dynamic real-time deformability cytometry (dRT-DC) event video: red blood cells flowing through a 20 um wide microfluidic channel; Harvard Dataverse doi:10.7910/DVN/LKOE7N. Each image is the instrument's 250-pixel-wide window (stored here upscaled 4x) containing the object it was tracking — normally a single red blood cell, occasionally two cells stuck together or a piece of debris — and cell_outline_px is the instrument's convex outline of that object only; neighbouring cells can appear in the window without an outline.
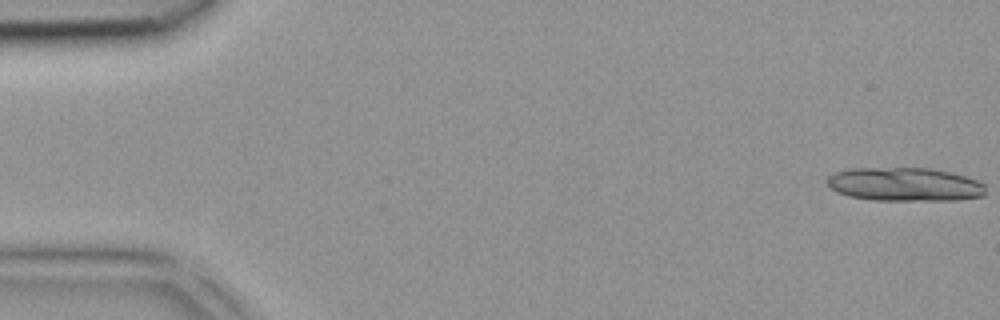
{"species": "common noctule bat (a hibernating species)", "species_latin": "Nyctalus noctula", "temperature_condition": "room temperature", "stored_images_in_passage": 20, "camera_frame_rate_fps": 3000, "um_per_image_px": 0.085, "animal": {"sex": "female", "body_mass_g": 18.4}, "frame": {"image": 1, "passage_image": 1, "time_ms": 0.0, "image_size_px": [1000, 320], "cell_outline_px": [[984, 196], [960, 200], [872, 200], [848, 196], [836, 192], [828, 184], [828, 176], [836, 172], [852, 168], [932, 168], [952, 172], [976, 180], [984, 184]], "centroid_in_image_um": [76.91, 15.67], "position_along_channel_um": 8.1, "area_um2": 31.1}}
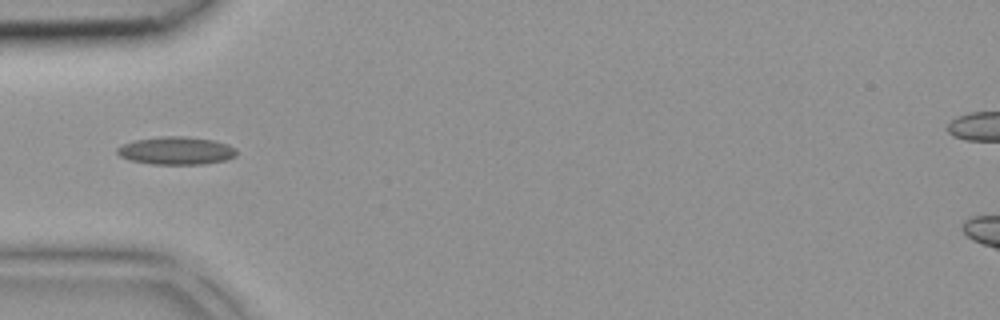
{"frame": {"image": 2, "passage_image": 14, "time_ms": 4.333, "image_size_px": [1000, 320], "cell_outline_px": [[236, 156], [224, 160], [204, 164], [152, 164], [128, 160], [120, 156], [116, 152], [116, 148], [124, 144], [136, 140], [160, 136], [184, 136], [216, 140], [228, 144], [236, 148]], "centroid_in_image_um": [14.99, 12.8], "position_along_channel_um": 70.0, "area_um2": 19.48}}